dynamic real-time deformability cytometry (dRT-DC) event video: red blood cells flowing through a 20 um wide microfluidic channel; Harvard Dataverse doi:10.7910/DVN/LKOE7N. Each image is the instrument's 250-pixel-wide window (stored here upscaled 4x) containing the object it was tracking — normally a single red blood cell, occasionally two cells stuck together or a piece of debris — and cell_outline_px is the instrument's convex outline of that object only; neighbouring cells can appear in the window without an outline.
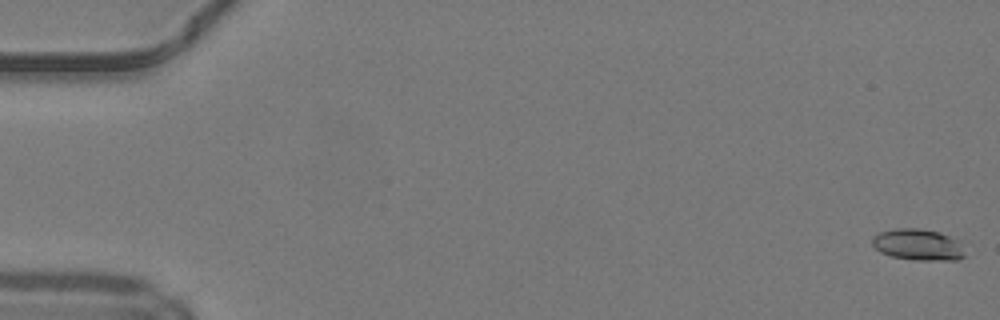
{"species": "common noctule bat (a hibernating species)", "species_latin": "Nyctalus noctula", "temperature_condition": "warm", "stored_images_in_passage": 49, "camera_frame_rate_fps": 3000, "um_per_image_px": 0.085, "animal": {"sex": "male", "body_mass_g": 19.2, "forearm_length_mm": 51.8}, "frame": {"image": 1, "passage_image": 1, "time_ms": 0.0, "image_size_px": [1000, 320], "cell_outline_px": [[964, 256], [956, 260], [916, 260], [892, 256], [880, 252], [872, 244], [872, 236], [880, 232], [896, 228], [920, 228], [940, 232], [960, 240]], "centroid_in_image_um": [78.04, 20.78], "position_along_channel_um": 7.0, "area_um2": 16.99}}
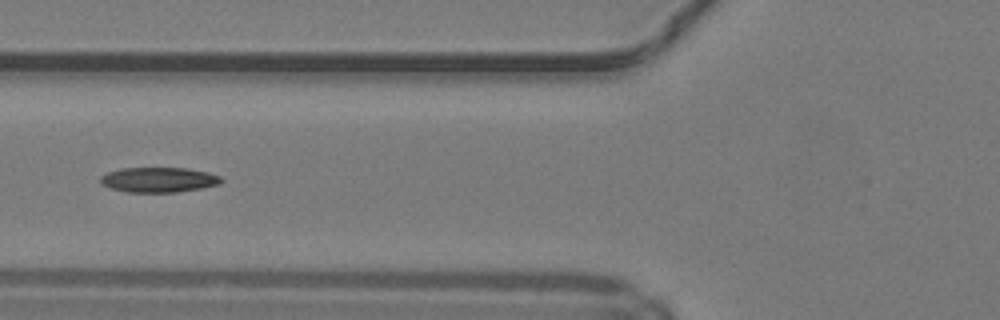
{"frame": {"image": 2, "passage_image": 20, "time_ms": 6.333, "image_size_px": [1000, 320], "cell_outline_px": [[224, 180], [220, 184], [200, 188], [176, 192], [128, 192], [112, 188], [100, 184], [100, 176], [108, 172], [120, 168], [188, 168], [208, 172], [220, 176]], "centroid_in_image_um": [13.49, 15.27], "position_along_channel_um": 112.3, "area_um2": 17.63}}
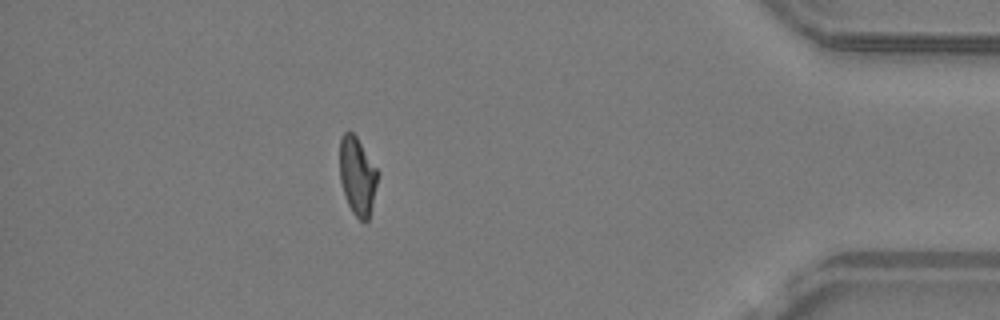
{"frame": {"image": 3, "passage_image": 44, "time_ms": 14.333, "image_size_px": [1000, 320], "cell_outline_px": [[380, 172], [368, 220], [364, 224], [352, 212], [348, 204], [340, 180], [340, 140], [344, 132], [352, 132], [356, 136]], "centroid_in_image_um": [30.39, 14.96], "position_along_channel_um": 404.8, "area_um2": 17.28}, "authors_computed_cell_mechanics": {"area_um2": 17.629, "velocity_mm_per_s": 4.2323, "shape_relaxation_time_tau1_ms": 9.1958, "shape_relaxation_time_tau2_ms": 6.6544, "deformation_change_tau1": 0.2438, "deformation_change_tau2": 0.1252}}